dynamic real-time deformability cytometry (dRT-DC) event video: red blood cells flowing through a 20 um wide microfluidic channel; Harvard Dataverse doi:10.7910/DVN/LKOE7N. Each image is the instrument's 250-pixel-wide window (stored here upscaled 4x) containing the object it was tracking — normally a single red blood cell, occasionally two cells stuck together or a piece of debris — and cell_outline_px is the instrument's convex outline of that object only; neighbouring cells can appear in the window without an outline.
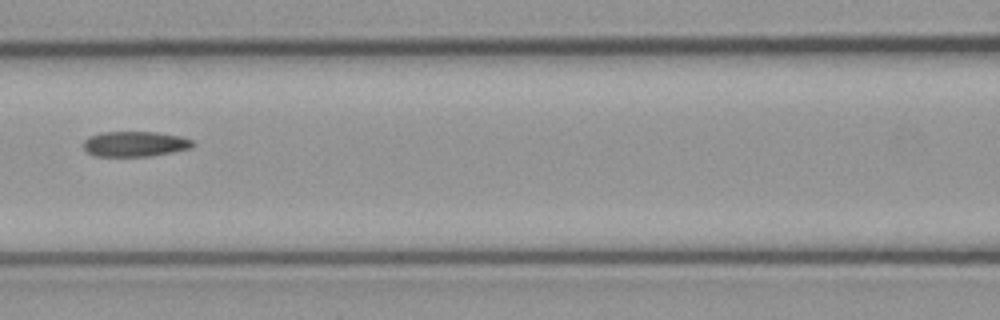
{"species": "common noctule bat (a hibernating species)", "species_latin": "Nyctalus noctula", "temperature_condition": "cold", "stored_images_in_passage": 9, "camera_frame_rate_fps": 3000, "um_per_image_px": 0.085, "animal": {"sex": "male", "body_mass_g": 23.1, "forearm_length_mm": 52.7}, "frame": {"image": 1, "passage_image": 6, "time_ms": 1.667, "image_size_px": [1000, 320], "cell_outline_px": [[196, 144], [192, 148], [172, 152], [148, 156], [96, 156], [88, 152], [84, 148], [84, 140], [88, 136], [100, 132], [156, 132], [180, 136], [192, 140]], "centroid_in_image_um": [11.48, 12.23], "position_along_channel_um": 155.1, "area_um2": 16.13}}
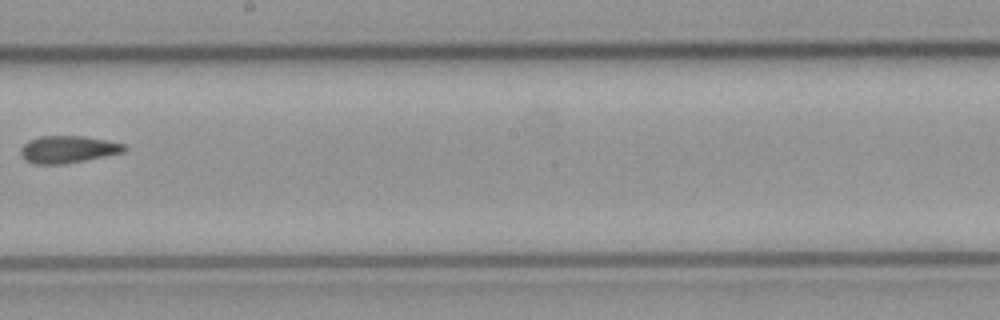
{"frame": {"image": 2, "passage_image": 8, "time_ms": 2.333, "image_size_px": [1000, 320], "cell_outline_px": [[128, 148], [124, 152], [64, 164], [36, 164], [24, 160], [20, 156], [20, 152], [24, 144], [28, 140], [40, 136], [84, 136], [124, 144]], "centroid_in_image_um": [5.74, 12.7], "position_along_channel_um": 242.5, "area_um2": 16.36}}
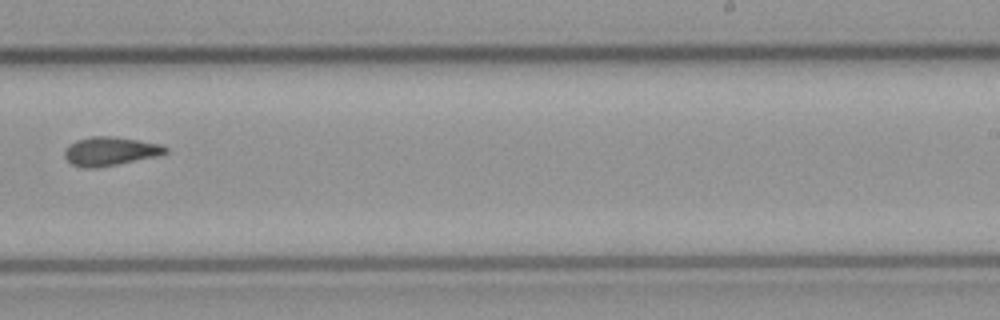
{"frame": {"image": 3, "passage_image": 9, "time_ms": 2.667, "image_size_px": [1000, 320], "cell_outline_px": [[168, 152], [156, 156], [96, 168], [84, 168], [72, 164], [64, 156], [64, 152], [76, 140], [92, 136], [108, 136], [136, 140], [160, 144], [168, 148]], "centroid_in_image_um": [9.36, 12.86], "position_along_channel_um": 279.6, "area_um2": 16.47}}